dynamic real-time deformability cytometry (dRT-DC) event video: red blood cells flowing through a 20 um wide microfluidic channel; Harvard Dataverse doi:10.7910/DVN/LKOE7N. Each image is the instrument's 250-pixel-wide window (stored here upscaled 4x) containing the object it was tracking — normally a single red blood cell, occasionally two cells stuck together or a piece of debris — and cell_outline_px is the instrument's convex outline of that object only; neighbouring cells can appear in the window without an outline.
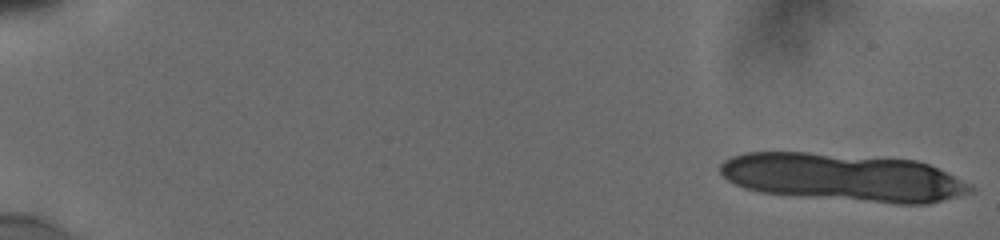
{"species": "human", "species_latin": "Homo sapiens", "temperature_condition": "cold", "stored_images_in_passage": 12, "camera_frame_rate_fps": 3000, "um_per_image_px": 0.085, "donor": {"sex": "male"}, "frame": {"image": 1, "passage_image": 1, "time_ms": 0.0, "image_size_px": [1000, 240], "cell_outline_px": [[976, 188], [972, 192], [928, 204], [900, 204], [804, 196], [760, 192], [744, 188], [728, 180], [720, 172], [720, 164], [724, 160], [732, 156], [744, 152], [808, 152], [916, 160], [928, 164], [972, 184]], "centroid_in_image_um": [71.69, 15.07], "position_along_channel_um": 13.3, "area_um2": 69.59}}